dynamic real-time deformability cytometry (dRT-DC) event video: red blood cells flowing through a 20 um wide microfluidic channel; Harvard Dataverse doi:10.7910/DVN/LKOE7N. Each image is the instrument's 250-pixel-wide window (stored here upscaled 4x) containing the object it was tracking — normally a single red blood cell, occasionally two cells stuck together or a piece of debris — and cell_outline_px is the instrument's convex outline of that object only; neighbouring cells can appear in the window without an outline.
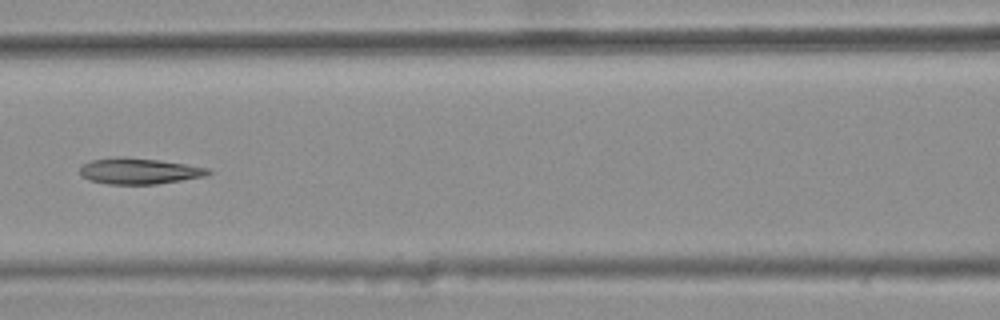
{"species": "common noctule bat (a hibernating species)", "species_latin": "Nyctalus noctula", "temperature_condition": "warm", "stored_images_in_passage": 5, "camera_frame_rate_fps": 3000, "um_per_image_px": 0.085, "animal": {"sex": "female", "body_mass_g": 25.1}, "frame": {"image": 1, "passage_image": 5, "time_ms": 1.333, "image_size_px": [1000, 320], "cell_outline_px": [[212, 172], [204, 176], [156, 184], [108, 184], [88, 180], [80, 172], [80, 164], [92, 160], [116, 156], [124, 156], [160, 160], [208, 168]], "centroid_in_image_um": [11.77, 14.53], "position_along_channel_um": 154.8, "area_um2": 19.42}}